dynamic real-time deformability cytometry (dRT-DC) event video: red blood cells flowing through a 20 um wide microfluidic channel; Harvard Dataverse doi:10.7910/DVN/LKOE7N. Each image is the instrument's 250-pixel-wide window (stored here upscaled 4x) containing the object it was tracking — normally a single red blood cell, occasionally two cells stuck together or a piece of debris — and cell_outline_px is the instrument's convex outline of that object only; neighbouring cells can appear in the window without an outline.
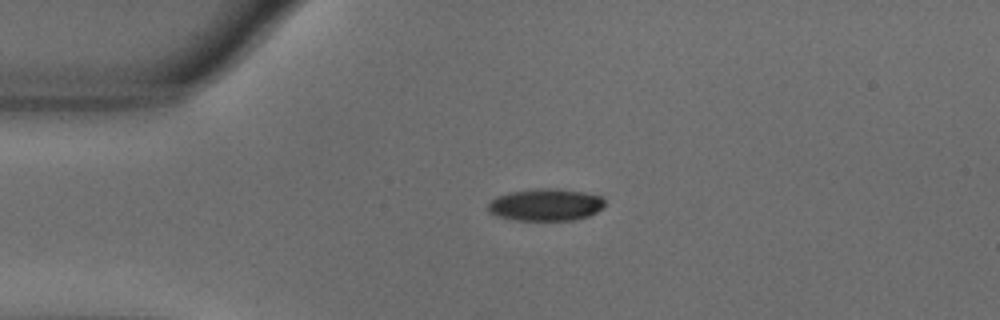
{"species": "common noctule bat (a hibernating species)", "species_latin": "Nyctalus noctula", "temperature_condition": "warm", "stored_images_in_passage": 44, "camera_frame_rate_fps": 3000, "um_per_image_px": 0.085, "animal": {"sex": "male", "body_mass_g": 18.8}, "frame": {"image": 1, "passage_image": 1, "time_ms": 0.0, "image_size_px": [1000, 320], "cell_outline_px": [[604, 204], [596, 212], [588, 216], [576, 220], [512, 220], [496, 216], [488, 212], [488, 204], [496, 196], [512, 192], [540, 188], [556, 188], [584, 192], [600, 196], [604, 200]], "centroid_in_image_um": [46.36, 17.41], "position_along_channel_um": 38.6, "area_um2": 21.85}}
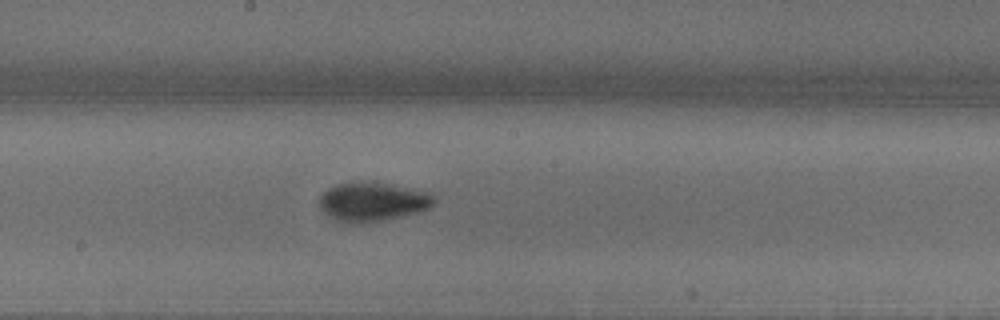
{"frame": {"image": 2, "passage_image": 18, "time_ms": 5.667, "image_size_px": [1000, 320], "cell_outline_px": [[436, 200], [428, 208], [420, 212], [380, 220], [344, 220], [328, 216], [320, 208], [320, 196], [328, 188], [336, 184], [352, 180], [388, 184], [412, 188], [432, 192]], "centroid_in_image_um": [31.71, 17.08], "position_along_channel_um": 216.5, "area_um2": 25.43}}
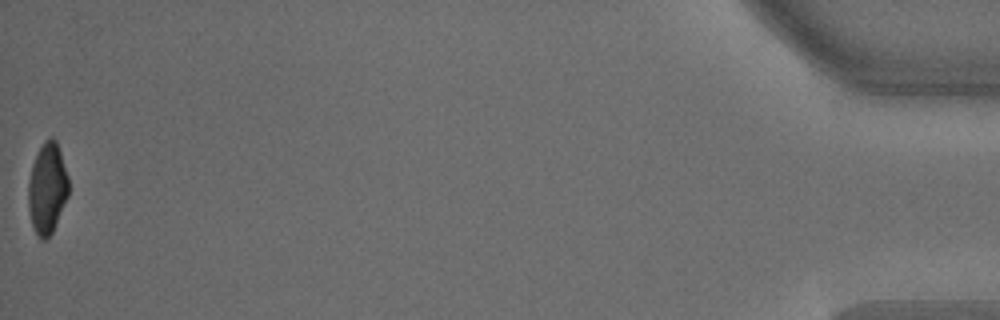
{"frame": {"image": 3, "passage_image": 44, "time_ms": 14.333, "image_size_px": [1000, 320], "cell_outline_px": [[68, 196], [52, 232], [44, 240], [40, 240], [32, 228], [28, 208], [28, 180], [32, 164], [44, 140], [52, 136], [56, 140], [68, 176]], "centroid_in_image_um": [4.0, 16.03], "position_along_channel_um": 431.2, "area_um2": 21.33}, "authors_computed_cell_mechanics": {"area_um2": 23.698, "velocity_mm_per_s": 3.6235, "shape_relaxation_time_tau1_ms": 3.2955, "shape_relaxation_time_tau2_ms": 9.9673, "deformation_change_tau1": 0.15, "deformation_change_tau2": 0.1241}}